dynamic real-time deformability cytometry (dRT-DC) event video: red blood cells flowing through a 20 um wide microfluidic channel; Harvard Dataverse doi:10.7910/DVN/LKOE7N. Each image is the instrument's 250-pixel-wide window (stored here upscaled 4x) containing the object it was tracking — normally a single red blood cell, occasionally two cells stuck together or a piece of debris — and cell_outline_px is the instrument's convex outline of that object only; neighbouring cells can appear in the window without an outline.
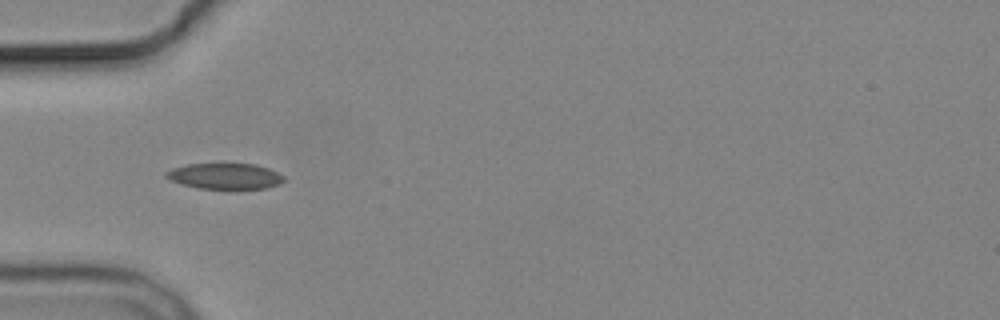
{"species": "common noctule bat (a hibernating species)", "species_latin": "Nyctalus noctula", "temperature_condition": "cold", "stored_images_in_passage": 7, "camera_frame_rate_fps": 3000, "um_per_image_px": 0.085, "animal": {"sex": "male", "body_mass_g": 19.2, "forearm_length_mm": 51.8}, "frame": {"image": 1, "passage_image": 1, "time_ms": 0.0, "image_size_px": [1000, 320], "cell_outline_px": [[284, 180], [280, 184], [264, 188], [200, 188], [184, 184], [172, 180], [164, 176], [164, 172], [172, 168], [188, 164], [220, 160], [224, 160], [256, 164], [268, 168], [284, 176]], "centroid_in_image_um": [19.11, 14.89], "position_along_channel_um": 65.9, "area_um2": 18.44}}
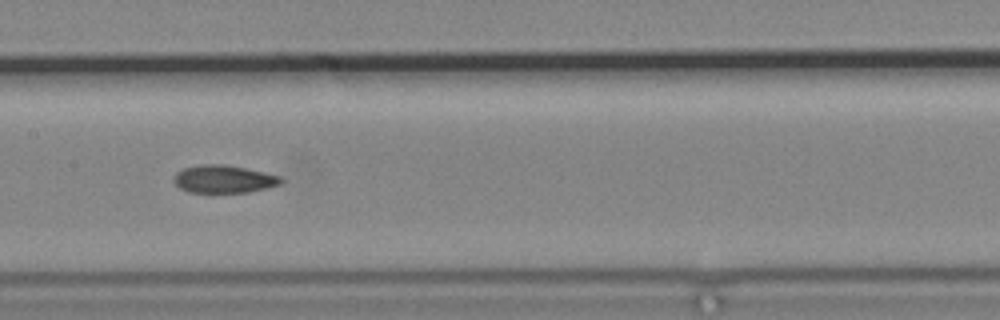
{"frame": {"image": 2, "passage_image": 4, "time_ms": 3.333, "image_size_px": [1000, 320], "cell_outline_px": [[284, 180], [280, 184], [268, 188], [248, 192], [188, 192], [180, 188], [172, 180], [176, 172], [184, 168], [200, 164], [224, 164], [264, 172], [280, 176]], "centroid_in_image_um": [19.01, 15.22], "position_along_channel_um": 188.4, "area_um2": 17.34}}
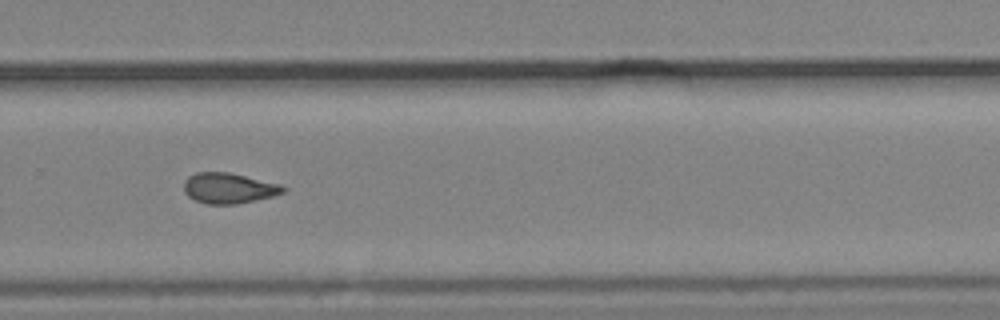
{"frame": {"image": 3, "passage_image": 7, "time_ms": 6.667, "image_size_px": [1000, 320], "cell_outline_px": [[288, 188], [284, 192], [272, 196], [236, 204], [208, 204], [196, 200], [188, 196], [184, 192], [184, 180], [188, 176], [196, 172], [228, 172], [280, 184]], "centroid_in_image_um": [19.43, 15.99], "position_along_channel_um": 310.4, "area_um2": 17.57}}